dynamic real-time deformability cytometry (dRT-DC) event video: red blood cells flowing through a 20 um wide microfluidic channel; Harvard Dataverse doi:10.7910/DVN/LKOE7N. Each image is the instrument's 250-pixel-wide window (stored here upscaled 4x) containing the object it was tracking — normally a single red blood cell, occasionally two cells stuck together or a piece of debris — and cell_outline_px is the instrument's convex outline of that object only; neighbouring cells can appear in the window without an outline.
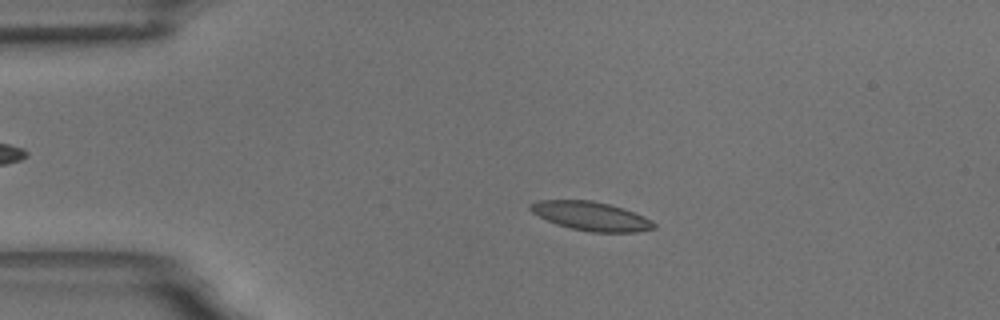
{"species": "common noctule bat (a hibernating species)", "species_latin": "Nyctalus noctula", "temperature_condition": "room temperature", "stored_images_in_passage": 5, "camera_frame_rate_fps": 3000, "um_per_image_px": 0.085, "animal": {"sex": "male", "body_mass_g": 18.8}, "frame": {"image": 1, "passage_image": 3, "time_ms": 2.0, "image_size_px": [1000, 320], "cell_outline_px": [[656, 228], [636, 232], [592, 232], [568, 228], [556, 224], [532, 212], [528, 208], [528, 204], [536, 200], [592, 200], [624, 208], [644, 216], [652, 220], [656, 224]], "centroid_in_image_um": [50.24, 18.37], "position_along_channel_um": 34.8, "area_um2": 20.92}}
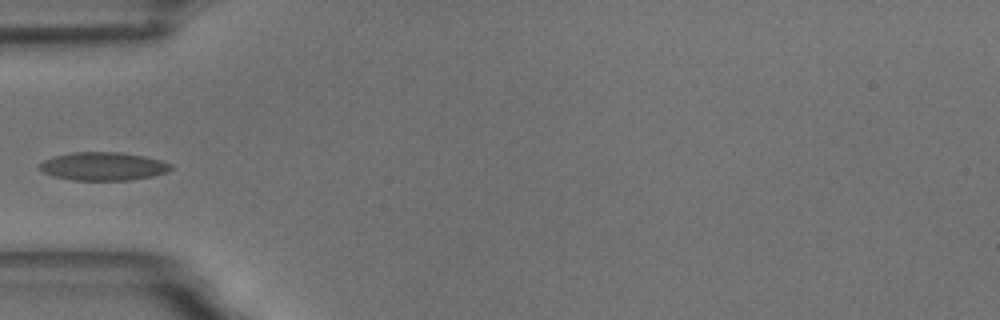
{"frame": {"image": 2, "passage_image": 5, "time_ms": 4.333, "image_size_px": [1000, 320], "cell_outline_px": [[172, 168], [168, 172], [152, 176], [128, 180], [72, 180], [52, 176], [44, 172], [36, 164], [44, 160], [56, 156], [72, 152], [120, 152], [144, 156], [160, 160], [172, 164]], "centroid_in_image_um": [8.77, 14.13], "position_along_channel_um": 76.2, "area_um2": 21.62}}